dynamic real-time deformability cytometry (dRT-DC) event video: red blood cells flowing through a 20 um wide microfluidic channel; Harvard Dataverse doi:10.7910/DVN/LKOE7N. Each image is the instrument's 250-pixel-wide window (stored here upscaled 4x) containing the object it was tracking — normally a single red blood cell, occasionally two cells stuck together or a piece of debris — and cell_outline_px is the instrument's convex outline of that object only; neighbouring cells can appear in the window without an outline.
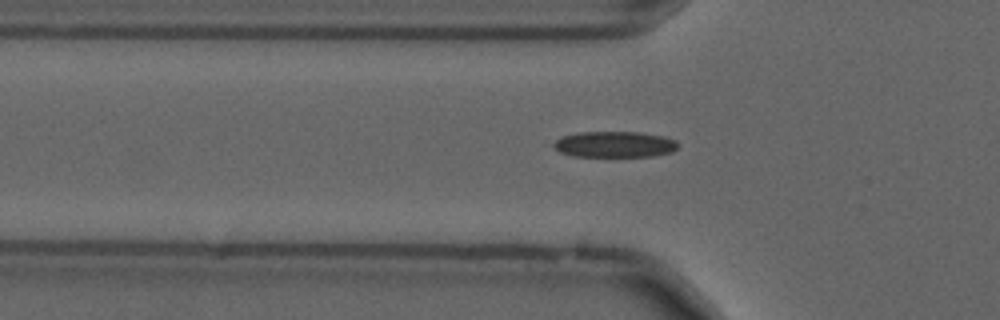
{"species": "common noctule bat (a hibernating species)", "species_latin": "Nyctalus noctula", "temperature_condition": "cold", "stored_images_in_passage": 28, "camera_frame_rate_fps": 3000, "um_per_image_px": 0.085, "animal": {"sex": "male", "forearm_length_mm": 52.5}, "frame": {"image": 1, "passage_image": 2, "time_ms": 0.333, "image_size_px": [1000, 320], "cell_outline_px": [[680, 144], [672, 152], [652, 156], [572, 156], [560, 152], [552, 144], [560, 136], [580, 132], [636, 132], [664, 136], [676, 140]], "centroid_in_image_um": [52.25, 12.27], "position_along_channel_um": 73.6, "area_um2": 18.84}}
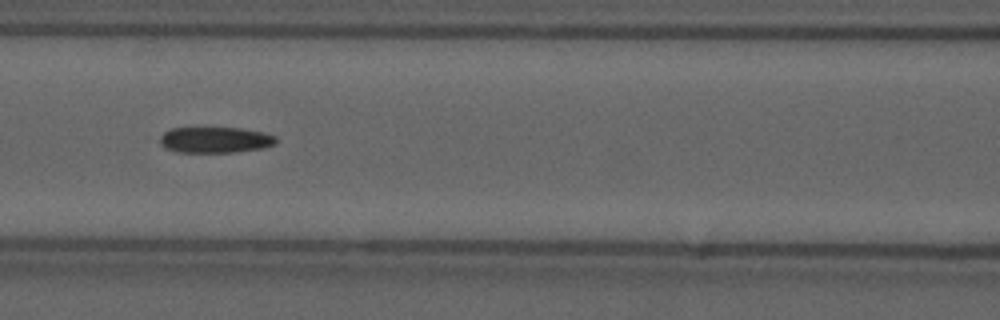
{"frame": {"image": 2, "passage_image": 8, "time_ms": 2.333, "image_size_px": [1000, 320], "cell_outline_px": [[276, 144], [264, 148], [236, 152], [176, 152], [164, 148], [160, 144], [160, 136], [164, 132], [172, 128], [240, 128], [264, 132], [276, 136]], "centroid_in_image_um": [18.3, 11.89], "position_along_channel_um": 148.3, "area_um2": 17.69}}
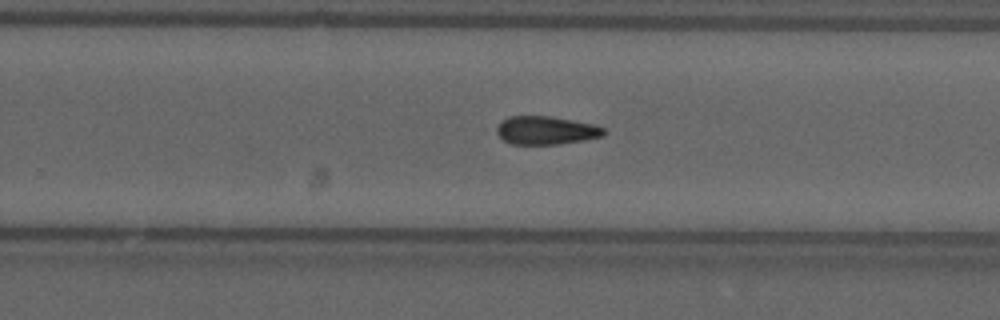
{"frame": {"image": 3, "passage_image": 19, "time_ms": 6.0, "image_size_px": [1000, 320], "cell_outline_px": [[608, 132], [604, 136], [584, 140], [556, 144], [512, 144], [504, 140], [496, 132], [496, 128], [500, 120], [508, 116], [548, 116], [596, 124], [604, 128]], "centroid_in_image_um": [46.43, 11.07], "position_along_channel_um": 283.4, "area_um2": 17.8}, "authors_computed_cell_mechanics": {"area_um2": 18.207, "velocity_mm_per_s": 3.6954, "shape_relaxation_time_tau1_ms": 9.8071, "shape_relaxation_time_tau2_ms": 6.9685, "deformation_change_tau1": 0.1727, "deformation_change_tau2": 0.1537}}